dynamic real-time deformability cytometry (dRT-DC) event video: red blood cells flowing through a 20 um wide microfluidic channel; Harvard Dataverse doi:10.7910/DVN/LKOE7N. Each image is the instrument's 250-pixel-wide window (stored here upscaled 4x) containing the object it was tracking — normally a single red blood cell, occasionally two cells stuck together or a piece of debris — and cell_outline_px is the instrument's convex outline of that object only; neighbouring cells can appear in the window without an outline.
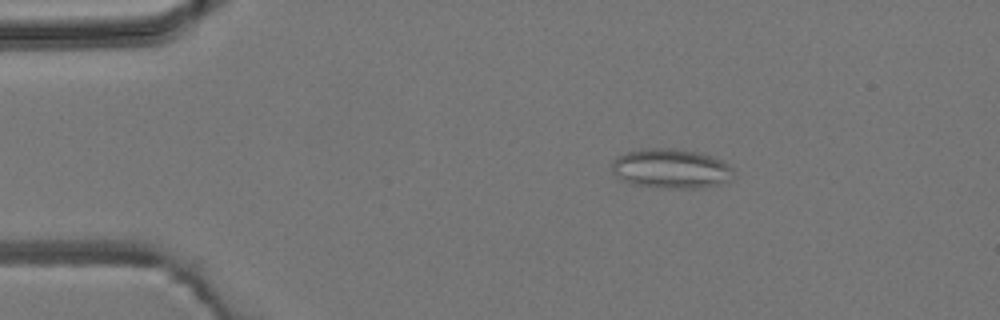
{"species": "common noctule bat (a hibernating species)", "species_latin": "Nyctalus noctula", "temperature_condition": "room temperature", "stored_images_in_passage": 6, "camera_frame_rate_fps": 3000, "um_per_image_px": 0.085, "animal": {"sex": "male", "body_mass_g": 19.2, "forearm_length_mm": 51.8}, "frame": {"image": 1, "passage_image": 3, "time_ms": 2.333, "image_size_px": [1000, 320], "cell_outline_px": [[736, 176], [732, 180], [720, 184], [696, 188], [664, 188], [628, 184], [616, 176], [612, 172], [612, 160], [616, 156], [624, 152], [640, 148], [676, 148], [696, 152], [712, 156], [720, 160], [732, 168]], "centroid_in_image_um": [57.0, 14.33], "position_along_channel_um": 28.0, "area_um2": 28.55}}